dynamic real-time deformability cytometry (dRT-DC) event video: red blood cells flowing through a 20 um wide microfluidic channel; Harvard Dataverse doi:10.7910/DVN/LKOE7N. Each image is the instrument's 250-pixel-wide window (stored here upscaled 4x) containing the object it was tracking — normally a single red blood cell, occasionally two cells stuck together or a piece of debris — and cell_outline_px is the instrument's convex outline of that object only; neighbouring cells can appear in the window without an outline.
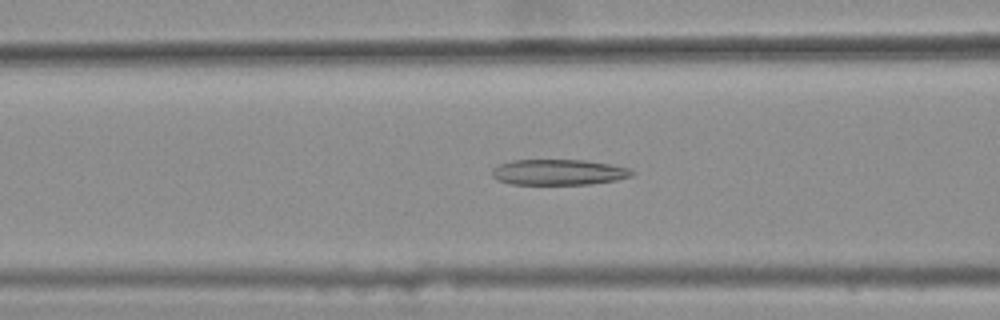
{"species": "common noctule bat (a hibernating species)", "species_latin": "Nyctalus noctula", "temperature_condition": "warm", "stored_images_in_passage": 41, "camera_frame_rate_fps": 3000, "um_per_image_px": 0.085, "animal": {"sex": "female", "body_mass_g": 25.1}, "frame": {"image": 1, "passage_image": 15, "time_ms": 4.667, "image_size_px": [1000, 320], "cell_outline_px": [[636, 172], [632, 176], [616, 180], [588, 184], [508, 184], [496, 180], [492, 176], [492, 168], [500, 164], [512, 160], [584, 160], [632, 168]], "centroid_in_image_um": [47.48, 14.64], "position_along_channel_um": 119.1, "area_um2": 21.04}}
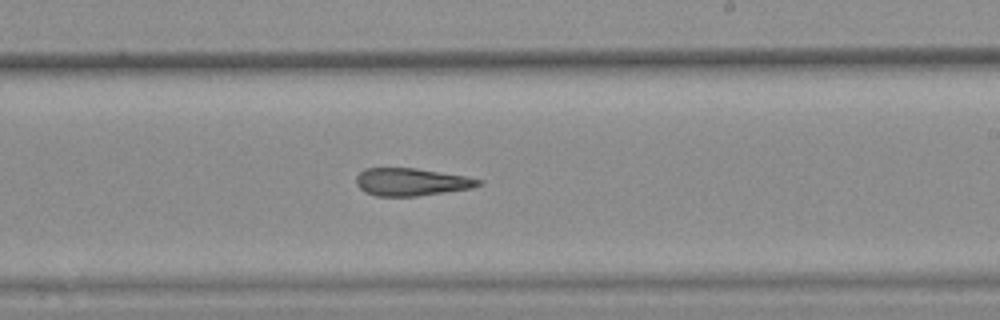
{"frame": {"image": 2, "passage_image": 26, "time_ms": 8.333, "image_size_px": [1000, 320], "cell_outline_px": [[484, 184], [472, 188], [416, 196], [376, 196], [364, 192], [356, 184], [356, 176], [364, 168], [416, 168], [464, 176], [484, 180]], "centroid_in_image_um": [34.96, 15.46], "position_along_channel_um": 254.0, "area_um2": 19.71}}
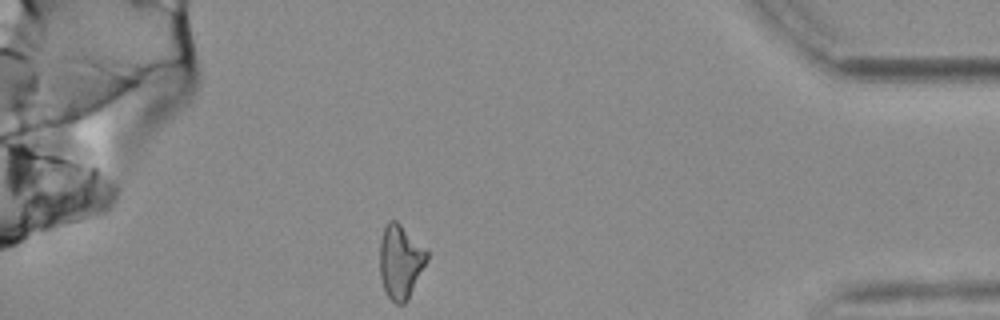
{"frame": {"image": 3, "passage_image": 41, "time_ms": 13.333, "image_size_px": [1000, 320], "cell_outline_px": [[428, 260], [408, 300], [404, 304], [396, 304], [384, 292], [380, 276], [380, 240], [384, 228], [388, 220], [396, 220], [428, 252]], "centroid_in_image_um": [34.02, 22.27], "position_along_channel_um": 401.2, "area_um2": 20.29}, "authors_computed_cell_mechanics": {"area_um2": 20.6346, "velocity_mm_per_s": 3.6841, "shape_relaxation_time_tau1_ms": null, "shape_relaxation_time_tau2_ms": 6.7281, "deformation_change_tau1": null, "deformation_change_tau2": 0.2094}}